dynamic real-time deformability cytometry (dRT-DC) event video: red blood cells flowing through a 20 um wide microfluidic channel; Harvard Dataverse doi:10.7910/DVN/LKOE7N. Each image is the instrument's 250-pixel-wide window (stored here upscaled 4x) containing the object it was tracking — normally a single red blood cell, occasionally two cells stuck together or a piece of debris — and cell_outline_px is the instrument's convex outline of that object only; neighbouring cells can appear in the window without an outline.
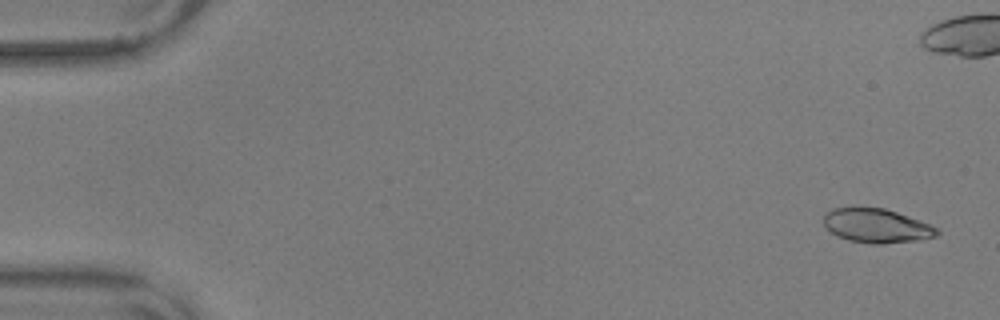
{"species": "common noctule bat (a hibernating species)", "species_latin": "Nyctalus noctula", "temperature_condition": "warm", "stored_images_in_passage": 56, "camera_frame_rate_fps": 3000, "um_per_image_px": 0.085, "animal": {"sex": "male", "body_mass_g": 17.9, "forearm_length_mm": 54.2}, "frame": {"image": 1, "passage_image": 1, "time_ms": 0.0, "image_size_px": [1000, 320], "cell_outline_px": [[940, 232], [936, 236], [916, 240], [884, 244], [872, 244], [848, 240], [836, 236], [824, 224], [824, 216], [832, 208], [884, 208], [920, 220], [936, 228]], "centroid_in_image_um": [74.5, 19.2], "position_along_channel_um": 10.5, "area_um2": 22.2}}
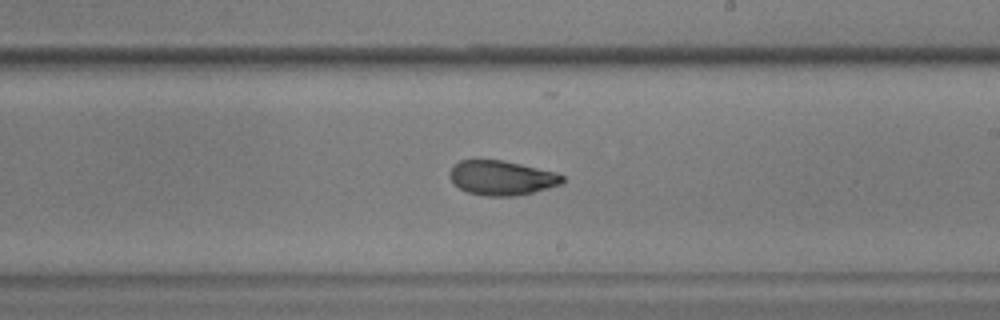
{"frame": {"image": 2, "passage_image": 32, "time_ms": 10.333, "image_size_px": [1000, 320], "cell_outline_px": [[564, 180], [560, 184], [548, 188], [516, 196], [488, 196], [468, 192], [460, 188], [448, 176], [448, 172], [452, 164], [460, 160], [504, 160], [556, 172], [564, 176]], "centroid_in_image_um": [42.62, 15.1], "position_along_channel_um": 246.4, "area_um2": 22.72}}
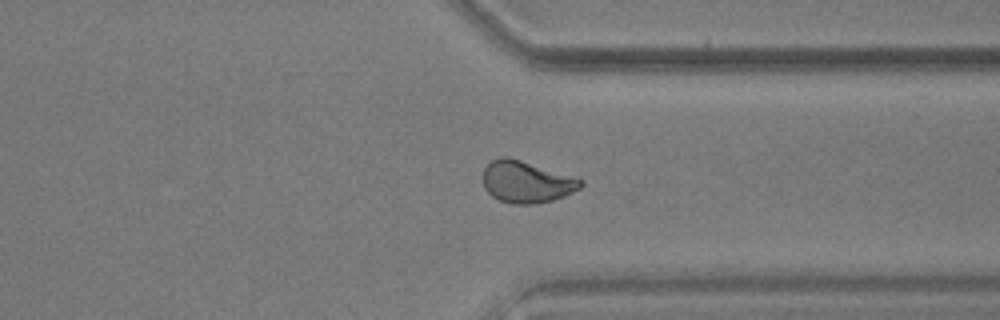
{"frame": {"image": 3, "passage_image": 42, "time_ms": 13.667, "image_size_px": [1000, 320], "cell_outline_px": [[584, 184], [580, 188], [564, 196], [552, 200], [532, 204], [512, 204], [500, 200], [492, 196], [484, 188], [484, 168], [492, 160], [500, 156], [508, 156], [584, 180]], "centroid_in_image_um": [44.74, 15.46], "position_along_channel_um": 366.7, "area_um2": 23.58}, "authors_computed_cell_mechanics": {"area_um2": 23.1778, "velocity_mm_per_s": 3.6124, "shape_relaxation_time_tau1_ms": 7.1227, "shape_relaxation_time_tau2_ms": 1.7253, "deformation_change_tau1": 0.2184, "deformation_change_tau2": 0.0738}}